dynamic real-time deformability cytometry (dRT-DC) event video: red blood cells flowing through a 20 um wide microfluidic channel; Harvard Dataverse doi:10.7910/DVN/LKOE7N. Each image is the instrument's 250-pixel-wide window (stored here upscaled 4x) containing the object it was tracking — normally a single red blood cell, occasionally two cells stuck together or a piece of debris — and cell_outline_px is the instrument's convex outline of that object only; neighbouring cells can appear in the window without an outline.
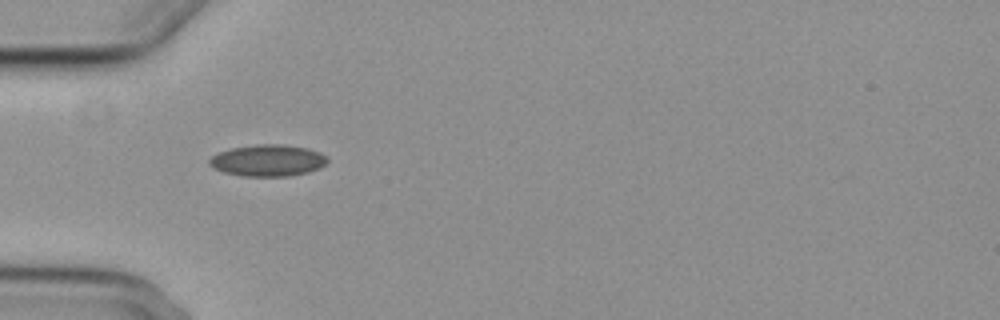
{"species": "common noctule bat (a hibernating species)", "species_latin": "Nyctalus noctula", "temperature_condition": "cold", "stored_images_in_passage": 2, "camera_frame_rate_fps": 3000, "um_per_image_px": 0.085, "animal": {"sex": "female", "body_mass_g": 29.2, "forearm_length_mm": 56.3}, "frame": {"image": 1, "passage_image": 1, "time_ms": 0.0, "image_size_px": [1000, 320], "cell_outline_px": [[328, 160], [320, 168], [308, 172], [288, 176], [244, 176], [224, 172], [212, 168], [208, 164], [208, 160], [212, 156], [220, 152], [232, 148], [256, 144], [280, 144], [308, 148], [320, 152]], "centroid_in_image_um": [22.74, 13.64], "position_along_channel_um": 62.3, "area_um2": 21.68}}
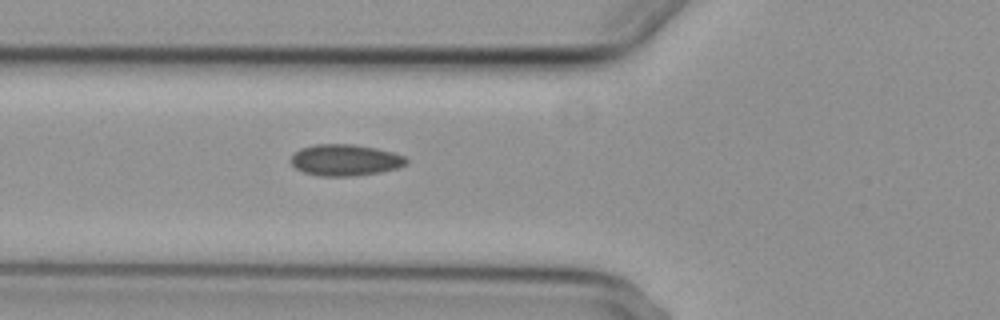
{"frame": {"image": 2, "passage_image": 2, "time_ms": 1.0, "image_size_px": [1000, 320], "cell_outline_px": [[408, 164], [396, 168], [380, 172], [352, 176], [320, 176], [304, 172], [296, 168], [288, 160], [300, 148], [316, 144], [352, 144], [376, 148], [392, 152], [404, 156], [408, 160]], "centroid_in_image_um": [29.33, 13.6], "position_along_channel_um": 96.5, "area_um2": 21.1}}